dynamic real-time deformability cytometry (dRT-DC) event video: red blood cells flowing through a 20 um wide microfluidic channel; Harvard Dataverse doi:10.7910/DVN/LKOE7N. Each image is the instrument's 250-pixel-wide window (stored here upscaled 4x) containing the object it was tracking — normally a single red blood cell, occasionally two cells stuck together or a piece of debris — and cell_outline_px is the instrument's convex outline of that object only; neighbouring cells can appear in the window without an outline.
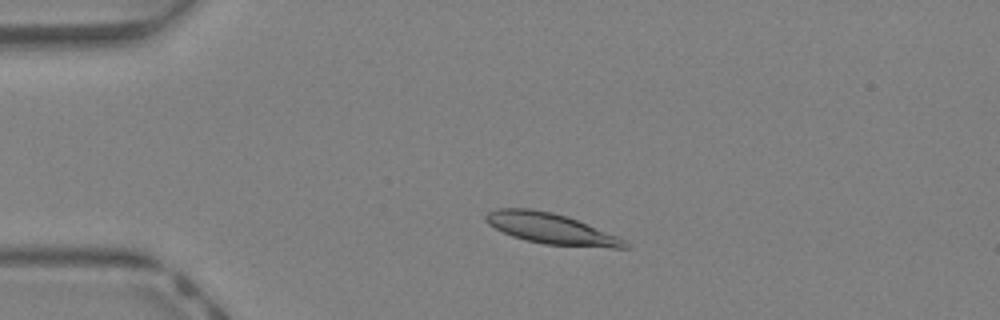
{"species": "Egyptian fruit bat (a non-hibernating species)", "species_latin": "Rousettus aegyptiacus", "temperature_condition": "warm", "stored_images_in_passage": 39, "camera_frame_rate_fps": 3000, "um_per_image_px": 0.085, "animal": {"sex": "female"}, "frame": {"image": 1, "passage_image": 6, "time_ms": 1.667, "image_size_px": [1000, 320], "cell_outline_px": [[628, 248], [612, 248], [544, 244], [512, 236], [488, 224], [484, 220], [484, 216], [488, 212], [496, 208], [532, 208], [552, 212], [568, 216], [616, 236], [624, 240], [628, 244]], "centroid_in_image_um": [46.79, 19.42], "position_along_channel_um": 38.2, "area_um2": 24.68}}
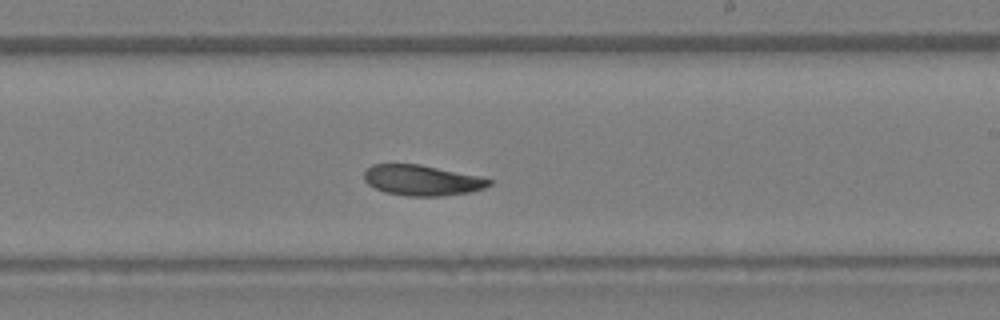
{"frame": {"image": 2, "passage_image": 22, "time_ms": 7.0, "image_size_px": [1000, 320], "cell_outline_px": [[492, 184], [484, 188], [468, 192], [440, 196], [408, 196], [384, 192], [368, 184], [364, 180], [364, 172], [372, 164], [420, 164], [480, 176], [492, 180]], "centroid_in_image_um": [35.87, 15.32], "position_along_channel_um": 253.1, "area_um2": 22.2}}
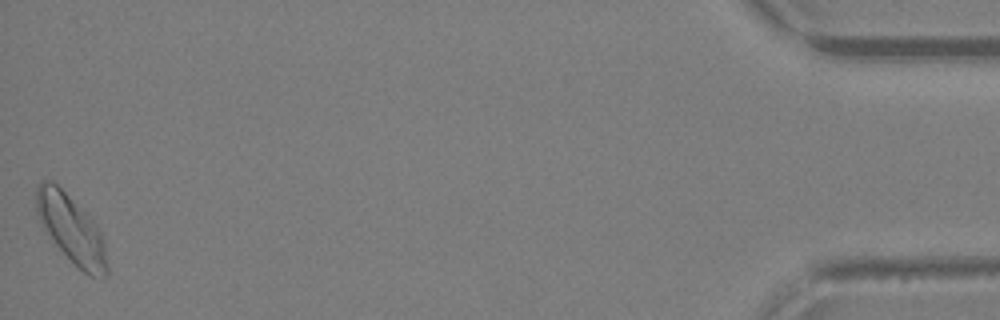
{"frame": {"image": 3, "passage_image": 39, "time_ms": 12.667, "image_size_px": [1000, 320], "cell_outline_px": [[108, 272], [104, 276], [88, 276], [76, 268], [56, 244], [40, 224], [36, 212], [36, 188], [44, 180], [52, 180], [88, 212], [104, 236], [108, 264]], "centroid_in_image_um": [6.09, 19.48], "position_along_channel_um": 429.1, "area_um2": 28.61}, "authors_computed_cell_mechanics": {"area_um2": 23.4668, "velocity_mm_per_s": 4.7658, "shape_relaxation_time_tau1_ms": 2.4765, "shape_relaxation_time_tau2_ms": 2.714, "deformation_change_tau1": 0.1311, "deformation_change_tau2": 0.0846}}